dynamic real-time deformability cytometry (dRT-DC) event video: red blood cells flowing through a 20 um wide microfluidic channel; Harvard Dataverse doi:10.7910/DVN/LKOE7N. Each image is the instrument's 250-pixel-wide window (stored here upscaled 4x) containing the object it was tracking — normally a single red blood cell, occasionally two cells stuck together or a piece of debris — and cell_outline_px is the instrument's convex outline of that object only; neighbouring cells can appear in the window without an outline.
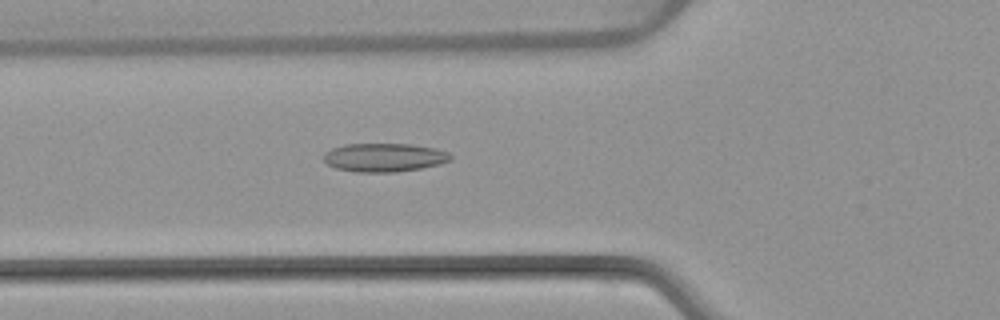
{"species": "common noctule bat (a hibernating species)", "species_latin": "Nyctalus noctula", "temperature_condition": "warm", "stored_images_in_passage": 53, "camera_frame_rate_fps": 3000, "um_per_image_px": 0.085, "animal": {"sex": "female", "body_mass_g": 22.7, "forearm_length_mm": 54.2}, "frame": {"image": 1, "passage_image": 19, "time_ms": 6.0, "image_size_px": [1000, 320], "cell_outline_px": [[452, 160], [440, 164], [420, 168], [396, 172], [356, 172], [336, 168], [328, 164], [324, 160], [324, 152], [332, 148], [344, 144], [412, 144], [436, 148], [448, 152], [452, 156]], "centroid_in_image_um": [32.68, 13.38], "position_along_channel_um": 93.1, "area_um2": 21.21}}
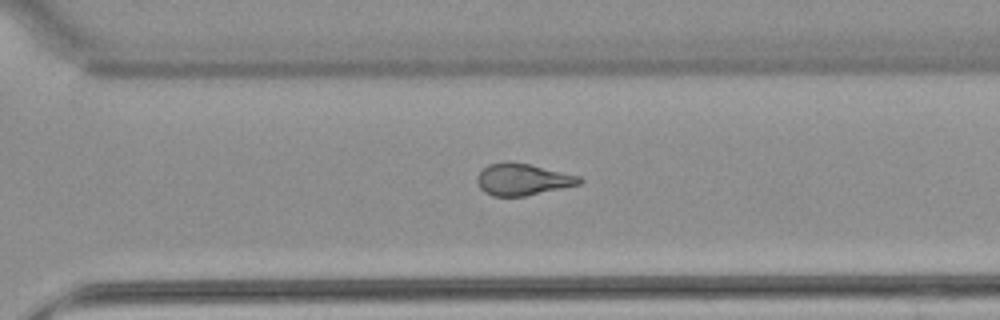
{"frame": {"image": 2, "passage_image": 37, "time_ms": 12.0, "image_size_px": [1000, 320], "cell_outline_px": [[584, 180], [580, 184], [524, 196], [492, 196], [484, 192], [480, 188], [476, 180], [476, 176], [488, 164], [508, 160], [532, 164], [580, 176]], "centroid_in_image_um": [44.41, 15.23], "position_along_channel_um": 326.2, "area_um2": 19.13}}
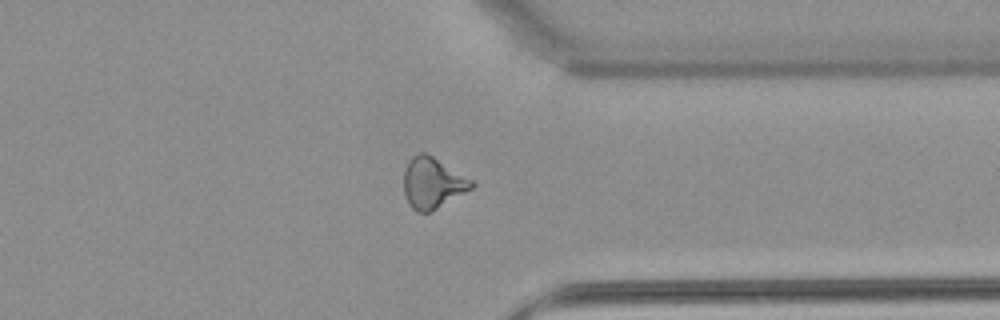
{"frame": {"image": 3, "passage_image": 41, "time_ms": 13.333, "image_size_px": [1000, 320], "cell_outline_px": [[476, 184], [472, 188], [432, 212], [416, 212], [408, 204], [404, 192], [404, 172], [408, 160], [412, 156], [420, 152], [424, 152], [432, 156], [472, 180]], "centroid_in_image_um": [36.75, 15.57], "position_along_channel_um": 374.7, "area_um2": 20.06}, "authors_computed_cell_mechanics": {"area_um2": 20.5768, "velocity_mm_per_s": 3.8804, "shape_relaxation_time_tau1_ms": null, "shape_relaxation_time_tau2_ms": 2.0167, "deformation_change_tau1": null, "deformation_change_tau2": 0.0956}}